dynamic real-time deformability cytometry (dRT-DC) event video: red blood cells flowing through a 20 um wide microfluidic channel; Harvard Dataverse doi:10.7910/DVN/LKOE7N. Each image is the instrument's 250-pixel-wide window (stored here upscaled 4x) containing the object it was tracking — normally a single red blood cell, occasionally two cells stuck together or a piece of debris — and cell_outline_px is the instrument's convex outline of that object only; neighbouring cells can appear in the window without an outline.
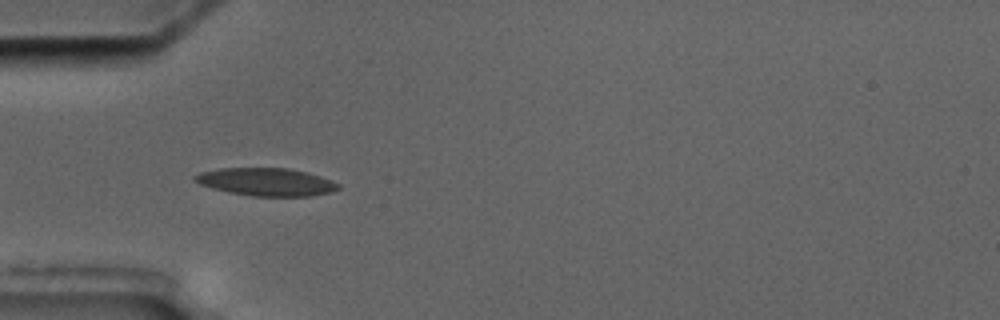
{"species": "common noctule bat (a hibernating species)", "species_latin": "Nyctalus noctula", "temperature_condition": "cold", "stored_images_in_passage": 6, "camera_frame_rate_fps": 3000, "um_per_image_px": 0.085, "animal": {"sex": "male", "body_mass_g": 17.5, "forearm_length_mm": 52.3}, "frame": {"image": 1, "passage_image": 5, "time_ms": 4.667, "image_size_px": [1000, 320], "cell_outline_px": [[340, 188], [332, 192], [312, 196], [252, 196], [228, 192], [212, 188], [200, 184], [192, 180], [192, 176], [200, 172], [220, 168], [284, 168], [304, 172], [320, 176], [340, 184]], "centroid_in_image_um": [22.6, 15.47], "position_along_channel_um": 62.4, "area_um2": 23.24}}
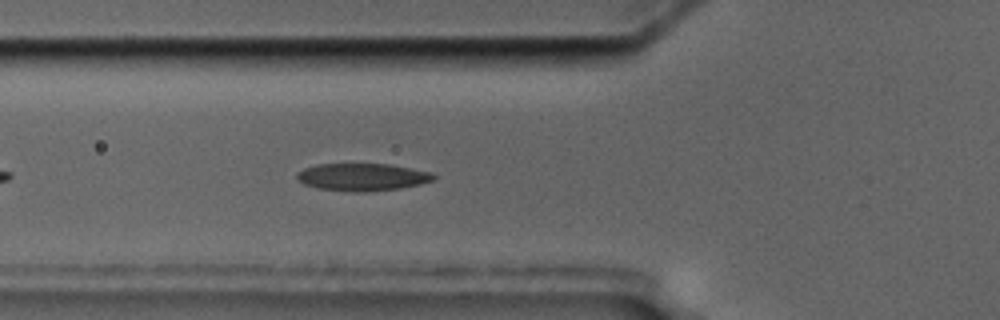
{"frame": {"image": 2, "passage_image": 6, "time_ms": 5.667, "image_size_px": [1000, 320], "cell_outline_px": [[436, 176], [432, 180], [420, 184], [400, 188], [364, 192], [352, 192], [316, 188], [304, 184], [296, 180], [296, 172], [304, 168], [316, 164], [392, 164], [432, 172]], "centroid_in_image_um": [30.76, 15.04], "position_along_channel_um": 95.0, "area_um2": 22.08}}